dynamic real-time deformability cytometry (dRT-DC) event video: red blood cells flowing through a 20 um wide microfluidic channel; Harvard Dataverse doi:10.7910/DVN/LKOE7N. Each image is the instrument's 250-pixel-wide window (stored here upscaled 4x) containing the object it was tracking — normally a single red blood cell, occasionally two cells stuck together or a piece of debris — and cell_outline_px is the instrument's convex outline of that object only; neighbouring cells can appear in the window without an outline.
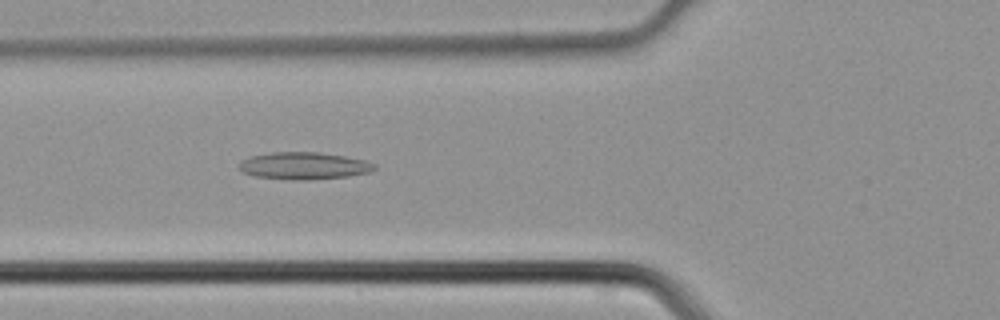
{"species": "common noctule bat (a hibernating species)", "species_latin": "Nyctalus noctula", "temperature_condition": "cold", "stored_images_in_passage": 44, "camera_frame_rate_fps": 3000, "um_per_image_px": 0.085, "animal": {"sex": "male", "body_mass_g": 21.5, "forearm_length_mm": 52.0}, "frame": {"image": 1, "passage_image": 16, "time_ms": 5.0, "image_size_px": [1000, 320], "cell_outline_px": [[376, 168], [368, 172], [348, 176], [308, 180], [292, 180], [256, 176], [240, 172], [240, 160], [252, 156], [272, 152], [320, 152], [344, 156], [364, 160], [376, 164]], "centroid_in_image_um": [25.82, 14.09], "position_along_channel_um": 100.0, "area_um2": 21.39}}
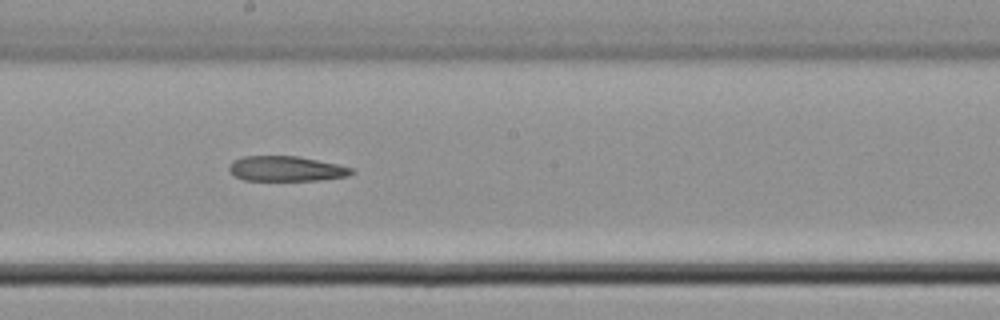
{"frame": {"image": 2, "passage_image": 24, "time_ms": 7.667, "image_size_px": [1000, 320], "cell_outline_px": [[356, 172], [348, 176], [324, 180], [244, 180], [236, 176], [228, 168], [232, 160], [244, 156], [296, 156], [336, 164], [352, 168]], "centroid_in_image_um": [24.34, 14.34], "position_along_channel_um": 223.9, "area_um2": 17.8}}
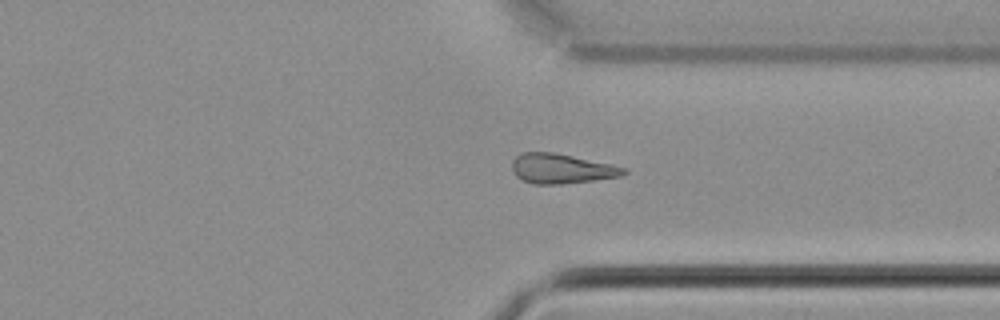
{"frame": {"image": 3, "passage_image": 33, "time_ms": 10.667, "image_size_px": [1000, 320], "cell_outline_px": [[628, 172], [620, 176], [564, 184], [532, 184], [516, 176], [512, 168], [512, 160], [516, 156], [524, 152], [552, 152], [628, 168]], "centroid_in_image_um": [47.7, 14.34], "position_along_channel_um": 363.7, "area_um2": 19.13}}